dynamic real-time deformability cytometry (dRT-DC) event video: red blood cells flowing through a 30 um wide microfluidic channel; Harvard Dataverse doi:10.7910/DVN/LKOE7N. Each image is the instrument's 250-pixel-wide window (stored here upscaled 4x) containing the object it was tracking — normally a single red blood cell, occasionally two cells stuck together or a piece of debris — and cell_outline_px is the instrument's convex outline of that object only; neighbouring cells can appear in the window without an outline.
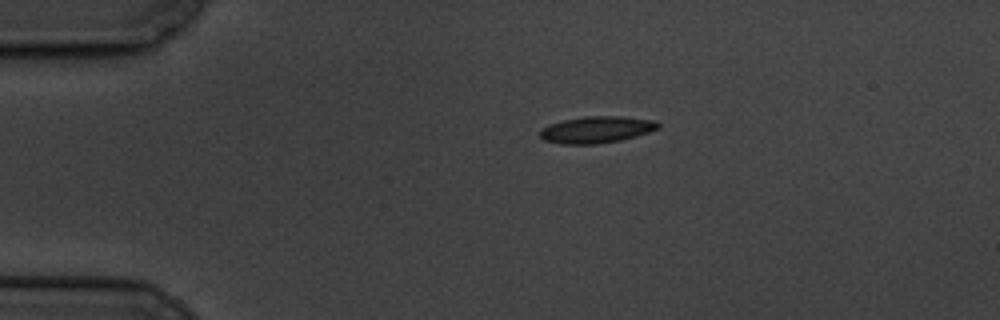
{"species": "common noctule bat (a hibernating species)", "species_latin": "Nyctalus noctula", "temperature_condition": "cold", "stored_images_in_passage": 2, "camera_frame_rate_fps": 3000, "um_per_image_px": 0.085, "animal": {"sex": "male", "body_mass_g": 19.5, "forearm_length_mm": 54.6}, "frame": {"image": 1, "passage_image": 1, "time_ms": 0.0, "image_size_px": [1000, 320], "cell_outline_px": [[660, 128], [636, 136], [620, 140], [596, 144], [560, 144], [544, 140], [540, 136], [540, 128], [548, 124], [564, 120], [584, 116], [620, 116], [656, 120], [660, 124]], "centroid_in_image_um": [50.7, 11.01], "position_along_channel_um": 34.3, "area_um2": 18.5}}